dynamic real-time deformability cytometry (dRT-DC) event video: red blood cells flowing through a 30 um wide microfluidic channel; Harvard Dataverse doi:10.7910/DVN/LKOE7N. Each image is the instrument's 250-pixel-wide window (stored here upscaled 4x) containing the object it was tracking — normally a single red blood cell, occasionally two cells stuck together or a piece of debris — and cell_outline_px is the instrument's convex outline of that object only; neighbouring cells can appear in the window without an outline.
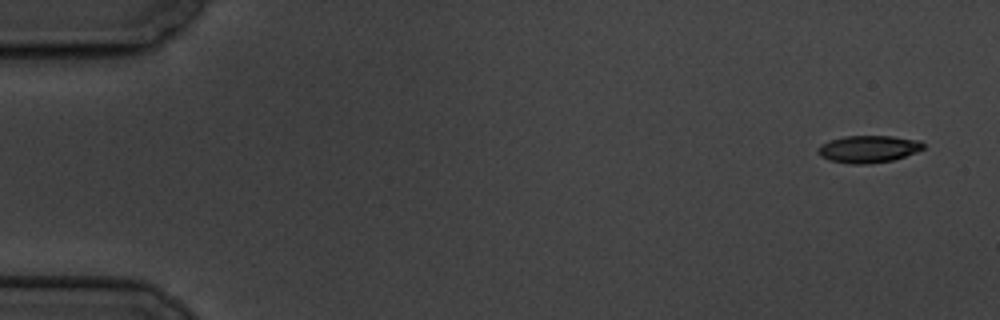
{"species": "common noctule bat (a hibernating species)", "species_latin": "Nyctalus noctula", "temperature_condition": "cold", "stored_images_in_passage": 4, "camera_frame_rate_fps": 3000, "um_per_image_px": 0.085, "animal": {"sex": "male", "body_mass_g": 19.5, "forearm_length_mm": 54.6}, "frame": {"image": 1, "passage_image": 1, "time_ms": 0.0, "image_size_px": [1000, 320], "cell_outline_px": [[924, 148], [916, 152], [892, 160], [872, 164], [852, 164], [828, 160], [820, 156], [816, 152], [816, 148], [820, 144], [844, 136], [892, 136], [920, 140], [924, 144]], "centroid_in_image_um": [73.78, 12.67], "position_along_channel_um": 11.2, "area_um2": 16.82}}
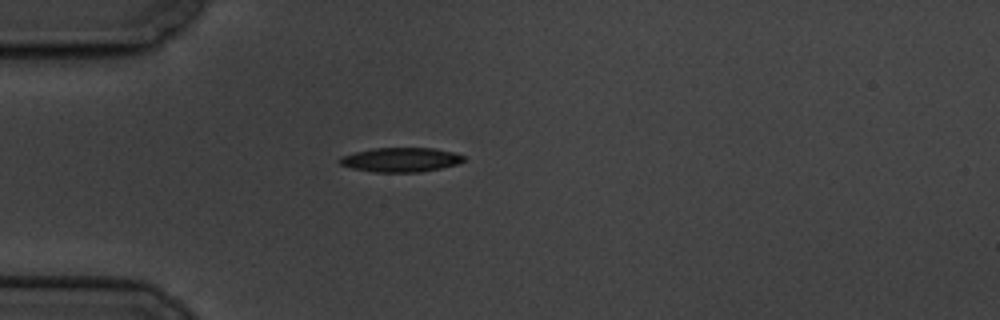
{"frame": {"image": 2, "passage_image": 4, "time_ms": 4.667, "image_size_px": [1000, 320], "cell_outline_px": [[464, 160], [456, 164], [440, 168], [420, 172], [372, 172], [352, 168], [340, 164], [336, 160], [340, 156], [372, 148], [432, 148], [452, 152], [464, 156]], "centroid_in_image_um": [34.0, 13.58], "position_along_channel_um": 51.0, "area_um2": 17.51}}